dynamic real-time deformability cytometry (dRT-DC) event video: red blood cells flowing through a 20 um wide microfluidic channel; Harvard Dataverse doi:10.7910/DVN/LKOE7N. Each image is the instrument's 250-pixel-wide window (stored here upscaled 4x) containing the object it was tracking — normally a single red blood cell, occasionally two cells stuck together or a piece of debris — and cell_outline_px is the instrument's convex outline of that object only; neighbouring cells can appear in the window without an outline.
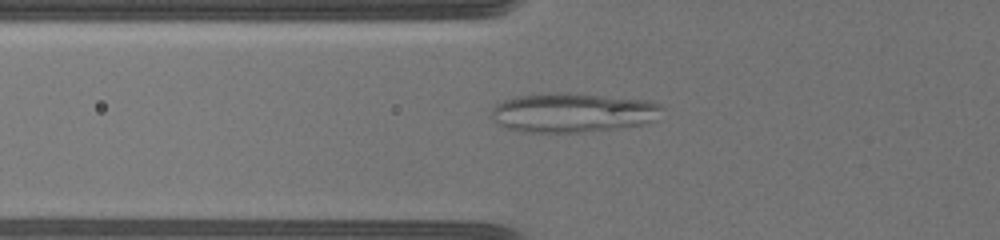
{"species": "common noctule bat (a hibernating species)", "species_latin": "Nyctalus noctula", "temperature_condition": "warm", "stored_images_in_passage": 46, "camera_frame_rate_fps": 3000, "um_per_image_px": 0.085, "animal": {"sex": "female", "body_mass_g": 19.5, "forearm_length_mm": 54.1}, "frame": {"image": 1, "passage_image": 9, "time_ms": 2.667, "image_size_px": [1000, 240], "cell_outline_px": [[664, 108], [652, 120], [640, 124], [620, 128], [580, 132], [524, 132], [504, 128], [492, 120], [492, 108], [496, 104], [504, 100], [516, 96], [548, 92], [600, 96], [648, 100], [660, 104]], "centroid_in_image_um": [48.61, 9.58], "position_along_channel_um": 77.2, "area_um2": 38.78}}
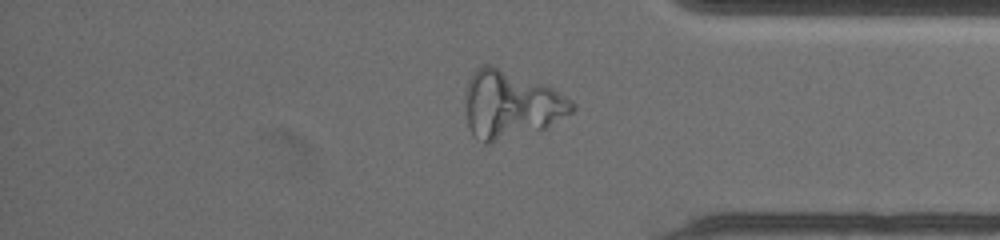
{"frame": {"image": 2, "passage_image": 37, "time_ms": 12.0, "image_size_px": [1000, 240], "cell_outline_px": [[576, 108], [572, 112], [540, 132], [488, 144], [484, 144], [468, 128], [468, 80], [472, 72], [476, 68], [484, 64], [488, 64], [552, 88], [572, 100], [576, 104]], "centroid_in_image_um": [43.46, 8.94], "position_along_channel_um": 391.7, "area_um2": 41.56}}
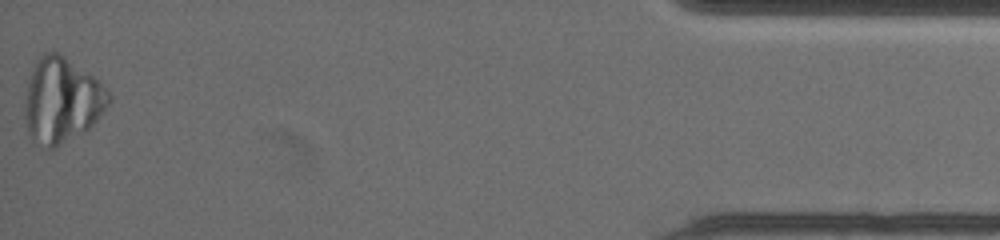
{"frame": {"image": 3, "passage_image": 46, "time_ms": 15.0, "image_size_px": [1000, 240], "cell_outline_px": [[112, 100], [96, 120], [84, 132], [56, 148], [44, 148], [32, 144], [28, 132], [24, 116], [24, 108], [28, 84], [32, 72], [36, 64], [44, 52], [56, 52], [100, 80], [112, 96]], "centroid_in_image_um": [5.25, 8.6], "position_along_channel_um": 429.9, "area_um2": 41.56}}